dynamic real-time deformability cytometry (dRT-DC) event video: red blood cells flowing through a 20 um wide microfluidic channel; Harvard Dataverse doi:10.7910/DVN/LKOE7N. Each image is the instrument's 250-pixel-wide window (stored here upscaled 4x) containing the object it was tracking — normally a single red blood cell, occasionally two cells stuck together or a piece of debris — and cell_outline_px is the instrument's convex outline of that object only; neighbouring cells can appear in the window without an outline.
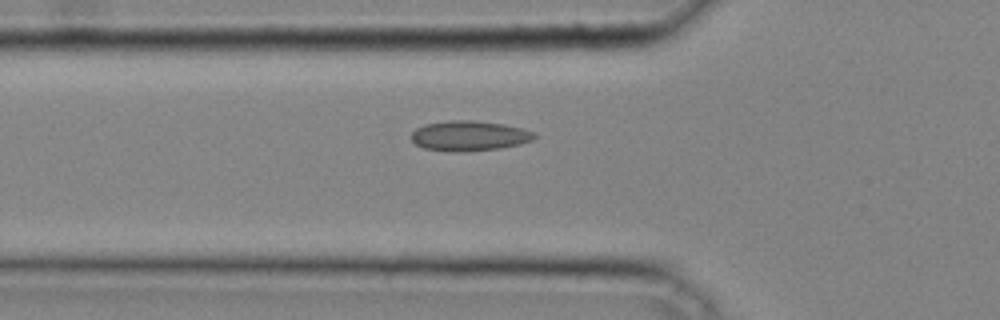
{"species": "common noctule bat (a hibernating species)", "species_latin": "Nyctalus noctula", "temperature_condition": "cold", "stored_images_in_passage": 38, "camera_frame_rate_fps": 3000, "um_per_image_px": 0.085, "animal": {"sex": "male", "body_mass_g": 20.4}, "frame": {"image": 1, "passage_image": 15, "time_ms": 4.667, "image_size_px": [1000, 320], "cell_outline_px": [[536, 136], [532, 140], [520, 144], [500, 148], [460, 152], [456, 152], [424, 148], [416, 144], [412, 140], [412, 132], [416, 128], [424, 124], [452, 120], [472, 120], [504, 124], [536, 132]], "centroid_in_image_um": [39.89, 11.54], "position_along_channel_um": 85.9, "area_um2": 21.5}}
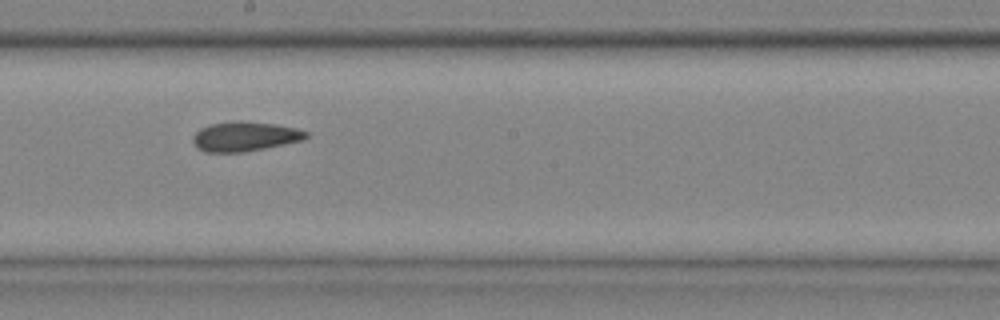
{"frame": {"image": 2, "passage_image": 24, "time_ms": 7.667, "image_size_px": [1000, 320], "cell_outline_px": [[308, 136], [304, 140], [244, 152], [204, 152], [196, 148], [192, 140], [192, 136], [200, 128], [208, 124], [240, 120], [244, 120], [276, 124], [296, 128], [308, 132]], "centroid_in_image_um": [20.78, 11.59], "position_along_channel_um": 227.4, "area_um2": 19.77}}
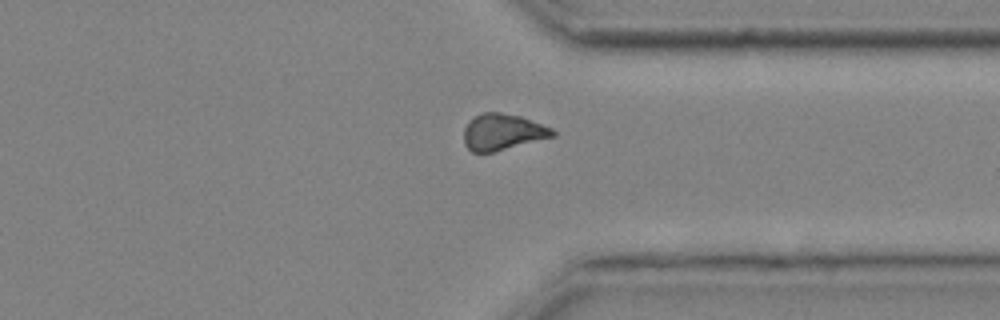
{"frame": {"image": 3, "passage_image": 33, "time_ms": 10.667, "image_size_px": [1000, 320], "cell_outline_px": [[556, 136], [492, 152], [472, 152], [464, 144], [464, 128], [476, 116], [484, 112], [500, 112], [520, 116], [552, 128], [556, 132]], "centroid_in_image_um": [42.74, 11.22], "position_along_channel_um": 368.7, "area_um2": 18.55}}